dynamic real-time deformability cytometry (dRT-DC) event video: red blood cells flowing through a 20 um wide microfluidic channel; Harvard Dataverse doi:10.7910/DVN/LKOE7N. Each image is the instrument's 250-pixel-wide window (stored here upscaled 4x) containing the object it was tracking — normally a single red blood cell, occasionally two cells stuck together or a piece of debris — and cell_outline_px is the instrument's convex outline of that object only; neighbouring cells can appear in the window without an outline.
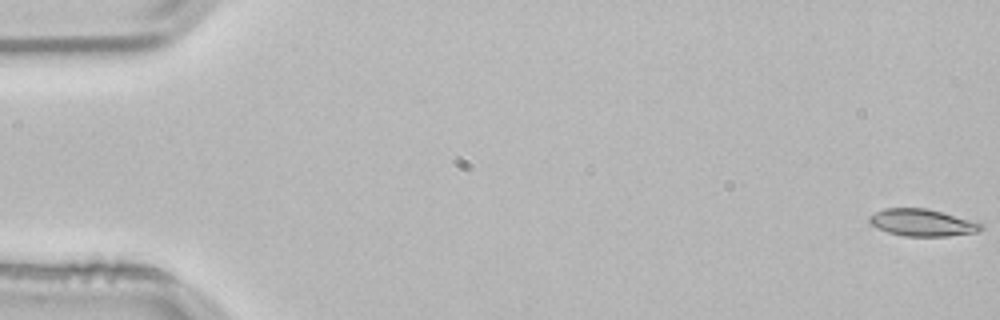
{"species": "common noctule bat (a hibernating species)", "species_latin": "Nyctalus noctula", "temperature_condition": "room temperature", "stored_images_in_passage": 54, "camera_frame_rate_fps": 3000, "um_per_image_px": 0.085, "animal": {"sex": "male", "body_mass_g": 21.5, "forearm_length_mm": 52.0}, "frame": {"image": 1, "passage_image": 1, "time_ms": 0.0, "image_size_px": [1000, 320], "cell_outline_px": [[984, 228], [976, 232], [948, 236], [904, 236], [888, 232], [876, 228], [868, 220], [868, 216], [884, 208], [924, 208], [940, 212], [984, 224]], "centroid_in_image_um": [78.35, 18.93], "position_along_channel_um": 6.6, "area_um2": 17.4}}
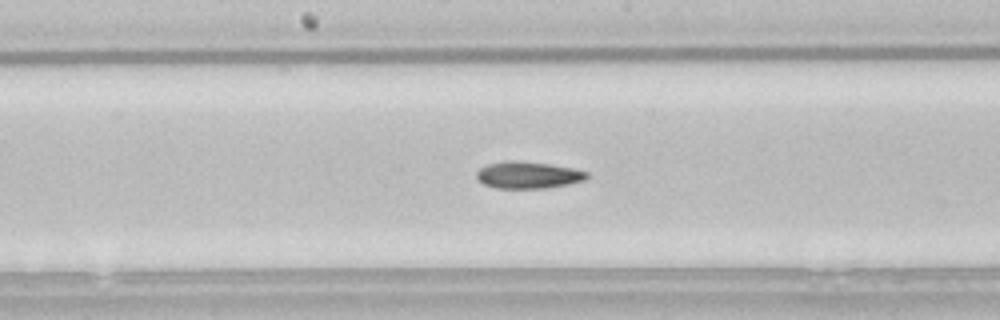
{"frame": {"image": 2, "passage_image": 28, "time_ms": 9.0, "image_size_px": [1000, 320], "cell_outline_px": [[588, 176], [584, 180], [568, 184], [544, 188], [496, 188], [484, 184], [476, 176], [476, 172], [480, 168], [488, 164], [548, 164], [572, 168], [588, 172]], "centroid_in_image_um": [44.93, 14.94], "position_along_channel_um": 203.3, "area_um2": 16.13}}
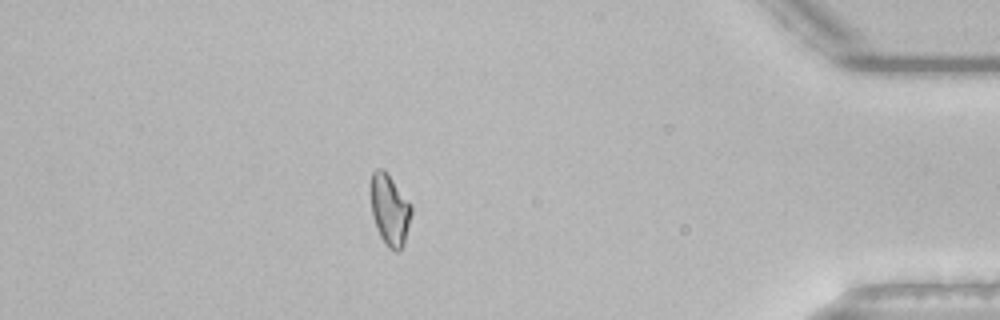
{"frame": {"image": 3, "passage_image": 47, "time_ms": 15.333, "image_size_px": [1000, 320], "cell_outline_px": [[412, 212], [404, 244], [400, 252], [396, 252], [388, 248], [384, 244], [376, 228], [372, 216], [372, 172], [376, 168], [384, 168], [412, 204]], "centroid_in_image_um": [33.15, 17.86], "position_along_channel_um": 402.0, "area_um2": 16.99}, "authors_computed_cell_mechanics": {"area_um2": 17.4556, "velocity_mm_per_s": 3.8369, "shape_relaxation_time_tau1_ms": 10.5496, "shape_relaxation_time_tau2_ms": null, "deformation_change_tau1": 0.2153, "deformation_change_tau2": null}}